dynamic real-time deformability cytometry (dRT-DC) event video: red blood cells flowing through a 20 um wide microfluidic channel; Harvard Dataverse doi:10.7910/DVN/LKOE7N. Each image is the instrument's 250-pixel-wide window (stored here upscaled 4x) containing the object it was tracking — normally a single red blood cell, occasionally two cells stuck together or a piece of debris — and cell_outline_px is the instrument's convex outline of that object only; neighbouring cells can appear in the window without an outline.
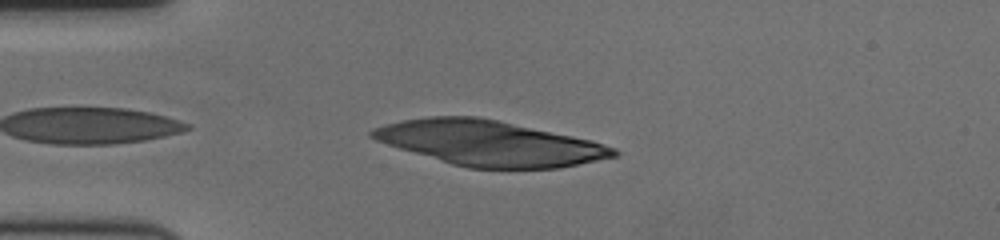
{"species": "human", "species_latin": "Homo sapiens", "temperature_condition": "cold", "stored_images_in_passage": 10, "camera_frame_rate_fps": 3000, "um_per_image_px": 0.085, "donor": {"sex": "female"}, "frame": {"image": 1, "passage_image": 3, "time_ms": 0.667, "image_size_px": [1000, 240], "cell_outline_px": [[620, 152], [616, 156], [560, 168], [468, 168], [452, 164], [400, 148], [376, 140], [368, 136], [368, 132], [372, 128], [384, 124], [404, 120], [428, 116], [480, 116], [592, 140], [616, 148]], "centroid_in_image_um": [41.61, 12.16], "position_along_channel_um": 43.4, "area_um2": 63.18}}